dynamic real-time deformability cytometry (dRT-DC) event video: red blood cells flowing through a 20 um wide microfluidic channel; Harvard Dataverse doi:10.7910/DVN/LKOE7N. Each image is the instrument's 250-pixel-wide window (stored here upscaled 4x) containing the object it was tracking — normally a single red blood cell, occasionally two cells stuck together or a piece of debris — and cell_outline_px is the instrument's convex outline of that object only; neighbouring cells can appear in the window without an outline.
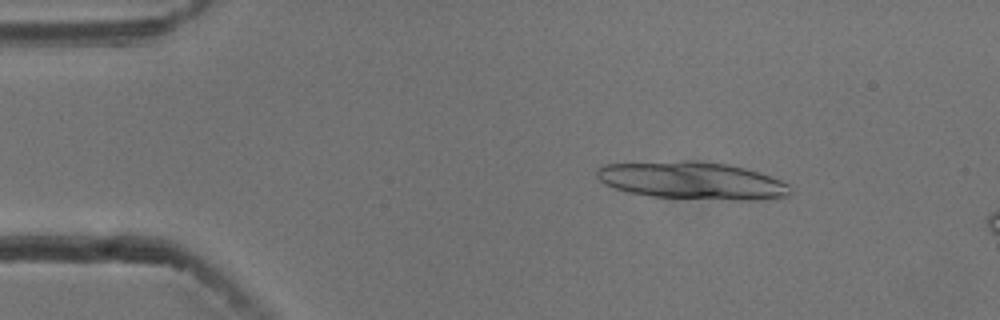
{"species": "common noctule bat (a hibernating species)", "species_latin": "Nyctalus noctula", "temperature_condition": "cold", "stored_images_in_passage": 14, "camera_frame_rate_fps": 3000, "um_per_image_px": 0.085, "animal": {"sex": "male", "body_mass_g": 13.3}, "frame": {"image": 1, "passage_image": 8, "time_ms": 2.333, "image_size_px": [1000, 320], "cell_outline_px": [[792, 192], [788, 196], [764, 200], [732, 200], [652, 196], [628, 192], [612, 188], [604, 184], [596, 176], [596, 168], [604, 164], [684, 160], [728, 164], [760, 172], [780, 180], [788, 184]], "centroid_in_image_um": [58.83, 15.35], "position_along_channel_um": 26.2, "area_um2": 42.43}}